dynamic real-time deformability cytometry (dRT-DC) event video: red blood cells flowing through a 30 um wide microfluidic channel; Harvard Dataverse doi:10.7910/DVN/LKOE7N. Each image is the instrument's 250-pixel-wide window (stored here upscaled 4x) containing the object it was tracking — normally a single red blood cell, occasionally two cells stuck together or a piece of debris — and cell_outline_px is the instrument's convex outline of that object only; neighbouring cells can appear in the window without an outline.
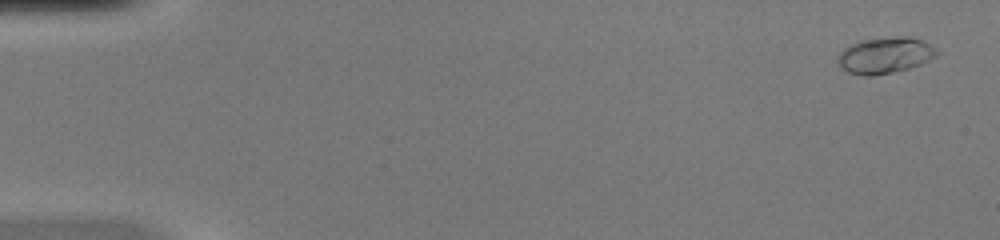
{"species": "common noctule bat (a hibernating species)", "species_latin": "Nyctalus noctula", "temperature_condition": "warm", "stored_images_in_passage": 50, "camera_frame_rate_fps": 3000, "um_per_image_px": 0.085, "animal": {"sex": "female", "body_mass_g": 20.0, "forearm_length_mm": 54.0}, "frame": {"image": 1, "passage_image": 2, "time_ms": 0.333, "image_size_px": [1000, 240], "cell_outline_px": [[940, 52], [936, 56], [920, 64], [908, 68], [892, 72], [872, 76], [864, 76], [848, 72], [840, 68], [836, 60], [840, 52], [844, 48], [860, 40], [896, 36], [908, 36], [920, 40], [936, 48]], "centroid_in_image_um": [75.19, 4.7], "position_along_channel_um": 9.8, "area_um2": 20.87}}
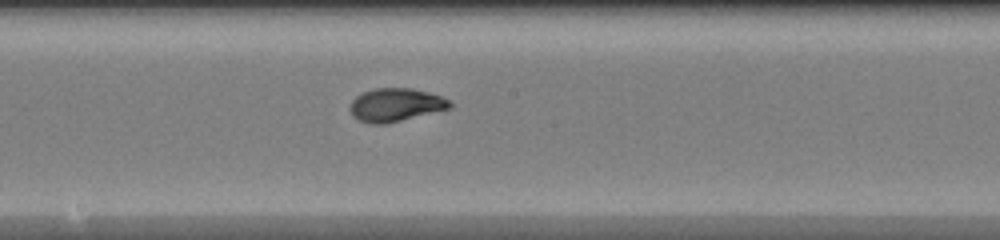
{"frame": {"image": 2, "passage_image": 28, "time_ms": 9.0, "image_size_px": [1000, 240], "cell_outline_px": [[456, 104], [452, 108], [384, 124], [368, 124], [352, 116], [348, 108], [352, 100], [356, 96], [364, 92], [376, 88], [412, 88], [428, 92], [440, 96]], "centroid_in_image_um": [33.63, 8.92], "position_along_channel_um": 214.6, "area_um2": 19.42}}
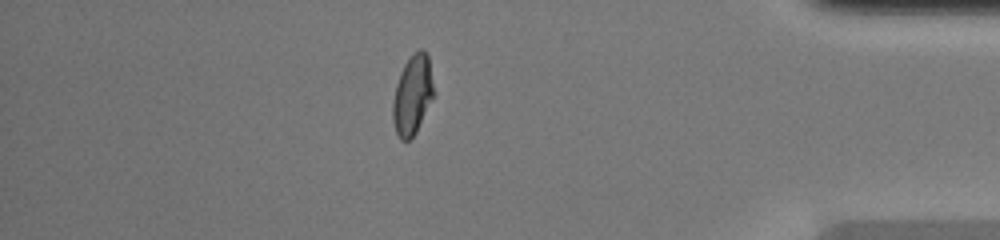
{"frame": {"image": 3, "passage_image": 44, "time_ms": 14.333, "image_size_px": [1000, 240], "cell_outline_px": [[432, 96], [416, 132], [408, 140], [400, 140], [396, 132], [392, 120], [392, 100], [396, 84], [400, 72], [404, 64], [412, 52], [420, 48], [424, 48], [428, 56], [432, 84]], "centroid_in_image_um": [35.01, 8.03], "position_along_channel_um": 400.2, "area_um2": 18.67}, "authors_computed_cell_mechanics": {"area_um2": 18.9584, "velocity_mm_per_s": 4.1311, "shape_relaxation_time_tau1_ms": 4.0224, "shape_relaxation_time_tau2_ms": 0.7789, "deformation_change_tau1": 0.2145, "deformation_change_tau2": 0.0515}}